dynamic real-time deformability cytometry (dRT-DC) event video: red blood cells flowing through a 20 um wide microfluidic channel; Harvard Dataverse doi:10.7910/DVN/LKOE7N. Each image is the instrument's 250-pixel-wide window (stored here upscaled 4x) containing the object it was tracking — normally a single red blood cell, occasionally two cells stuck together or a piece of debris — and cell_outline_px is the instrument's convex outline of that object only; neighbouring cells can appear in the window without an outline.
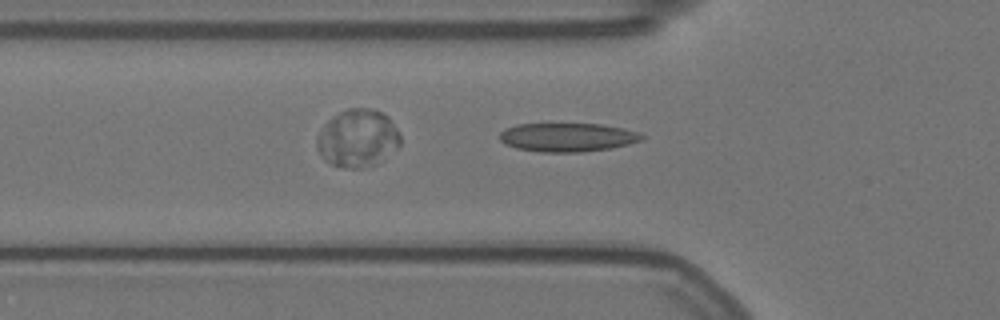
{"species": "Egyptian fruit bat (a non-hibernating species)", "species_latin": "Rousettus aegyptiacus", "temperature_condition": "warm", "stored_images_in_passage": 41, "camera_frame_rate_fps": 3000, "um_per_image_px": 0.085, "animal": {"sex": "female"}, "frame": {"image": 1, "passage_image": 4, "time_ms": 1.0, "image_size_px": [1000, 320], "cell_outline_px": [[644, 136], [640, 140], [628, 144], [612, 148], [580, 152], [540, 152], [516, 148], [504, 144], [500, 140], [500, 132], [516, 124], [600, 124], [620, 128], [636, 132]], "centroid_in_image_um": [48.18, 11.68], "position_along_channel_um": 77.6, "area_um2": 23.52}}
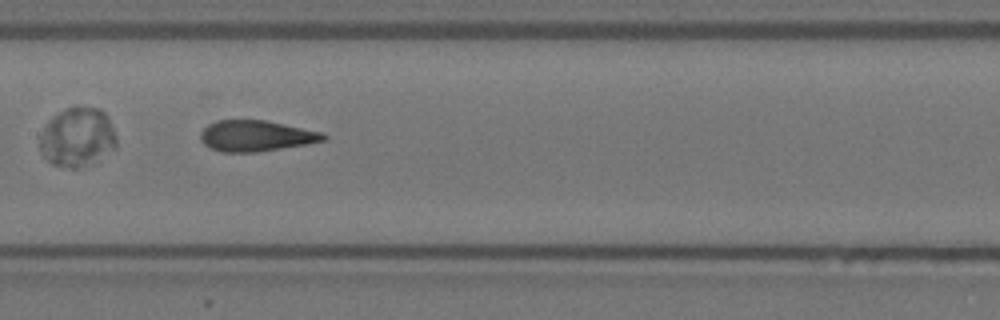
{"frame": {"image": 2, "passage_image": 13, "time_ms": 4.0, "image_size_px": [1000, 320], "cell_outline_px": [[328, 136], [324, 140], [308, 144], [256, 152], [220, 152], [208, 148], [200, 140], [200, 132], [208, 124], [216, 120], [264, 120], [320, 132]], "centroid_in_image_um": [21.69, 11.56], "position_along_channel_um": 185.7, "area_um2": 22.08}}
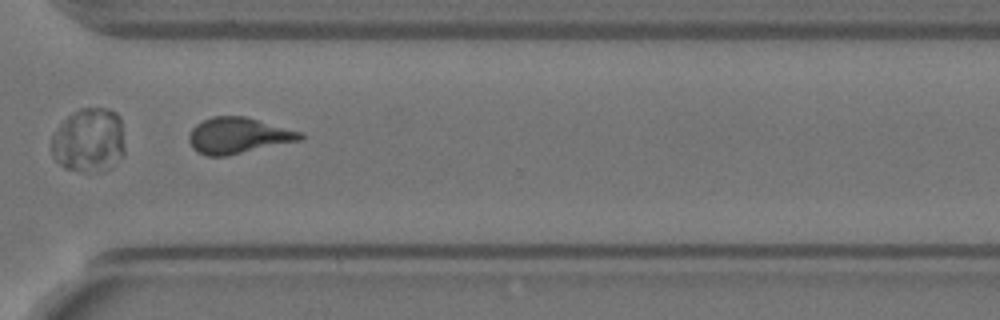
{"frame": {"image": 3, "passage_image": 27, "time_ms": 8.667, "image_size_px": [1000, 320], "cell_outline_px": [[304, 140], [224, 156], [208, 156], [196, 152], [192, 148], [188, 140], [188, 136], [192, 128], [196, 124], [212, 116], [244, 116], [304, 132]], "centroid_in_image_um": [20.27, 11.52], "position_along_channel_um": 350.3, "area_um2": 23.52}, "authors_computed_cell_mechanics": {"area_um2": 23.12, "velocity_mm_per_s": 3.5386, "shape_relaxation_time_tau1_ms": 10.2038, "shape_relaxation_time_tau2_ms": 1.1855, "deformation_change_tau1": 0.2369, "deformation_change_tau2": 0.0908}}